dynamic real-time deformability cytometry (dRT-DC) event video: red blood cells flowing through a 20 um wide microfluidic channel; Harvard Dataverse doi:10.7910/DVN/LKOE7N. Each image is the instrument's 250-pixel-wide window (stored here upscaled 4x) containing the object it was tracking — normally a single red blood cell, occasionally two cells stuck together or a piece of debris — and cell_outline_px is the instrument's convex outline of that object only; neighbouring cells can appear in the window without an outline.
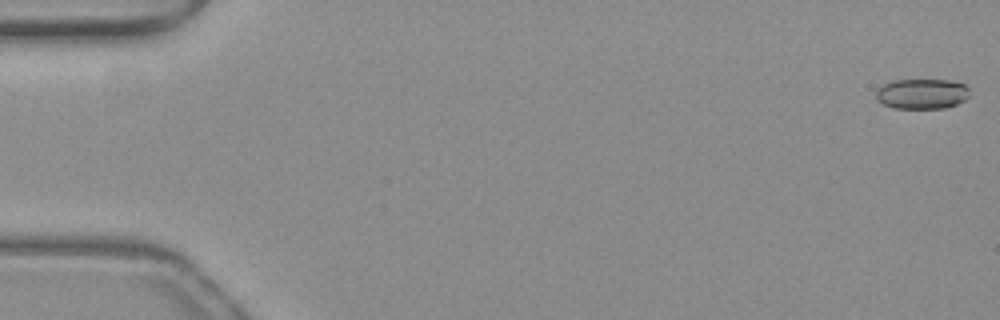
{"species": "common noctule bat (a hibernating species)", "species_latin": "Nyctalus noctula", "temperature_condition": "warm", "stored_images_in_passage": 7, "camera_frame_rate_fps": 3000, "um_per_image_px": 0.085, "animal": {"sex": "female", "body_mass_g": 19.3, "forearm_length_mm": 54.1}, "frame": {"image": 1, "passage_image": 1, "time_ms": 0.0, "image_size_px": [1000, 320], "cell_outline_px": [[968, 96], [964, 100], [956, 104], [944, 108], [892, 108], [876, 100], [876, 88], [892, 80], [948, 80], [964, 84], [968, 88]], "centroid_in_image_um": [78.32, 7.97], "position_along_channel_um": 6.7, "area_um2": 16.47}}